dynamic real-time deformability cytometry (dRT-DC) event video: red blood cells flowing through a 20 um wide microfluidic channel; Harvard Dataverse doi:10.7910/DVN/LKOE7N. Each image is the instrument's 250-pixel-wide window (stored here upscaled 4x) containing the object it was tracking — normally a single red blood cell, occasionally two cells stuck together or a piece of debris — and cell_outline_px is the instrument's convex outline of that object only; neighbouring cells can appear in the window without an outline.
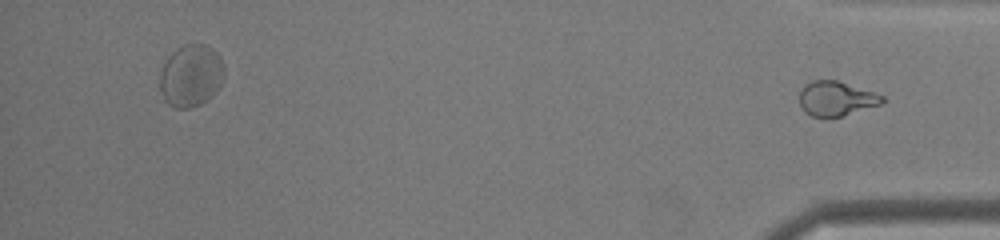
{"species": "common noctule bat (a hibernating species)", "species_latin": "Nyctalus noctula", "temperature_condition": "warm", "stored_images_in_passage": 34, "segment_of_instrument_passage": [2, 2], "camera_frame_rate_fps": 3000, "um_per_image_px": 0.085, "animal": {"sex": "male", "body_mass_g": 19.0, "forearm_length_mm": 50.8}, "frame": {"image": 1, "passage_image": 34, "time_ms": 11.0, "image_size_px": [1000, 240], "cell_outline_px": [[884, 100], [880, 104], [840, 116], [824, 120], [812, 116], [804, 112], [800, 104], [800, 92], [812, 80], [836, 80], [876, 92], [884, 96]], "centroid_in_image_um": [71.06, 8.4], "position_along_channel_um": 364.1, "area_um2": 16.7}}